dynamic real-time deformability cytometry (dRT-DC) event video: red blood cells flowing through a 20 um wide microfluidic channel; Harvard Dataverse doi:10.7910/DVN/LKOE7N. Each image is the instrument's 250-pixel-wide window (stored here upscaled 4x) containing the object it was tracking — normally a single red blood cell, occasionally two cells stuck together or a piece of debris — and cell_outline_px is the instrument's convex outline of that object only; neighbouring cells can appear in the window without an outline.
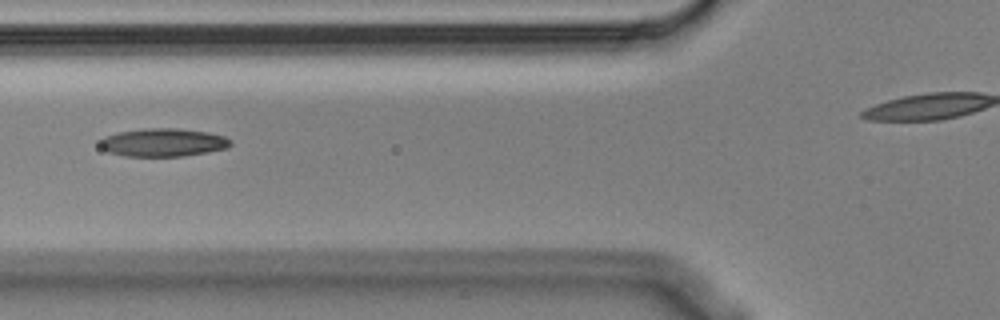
{"species": "Egyptian fruit bat (a non-hibernating species)", "species_latin": "Rousettus aegyptiacus", "temperature_condition": "cold", "stored_images_in_passage": 8, "camera_frame_rate_fps": 3000, "um_per_image_px": 0.085, "animal": {"sex": "male"}, "frame": {"image": 1, "passage_image": 3, "time_ms": 0.667, "image_size_px": [1000, 320], "cell_outline_px": [[232, 144], [228, 148], [208, 152], [184, 156], [124, 156], [108, 152], [100, 148], [100, 140], [104, 136], [120, 132], [144, 128], [176, 128], [208, 132], [224, 136], [232, 140]], "centroid_in_image_um": [13.88, 12.11], "position_along_channel_um": 111.9, "area_um2": 21.56}}
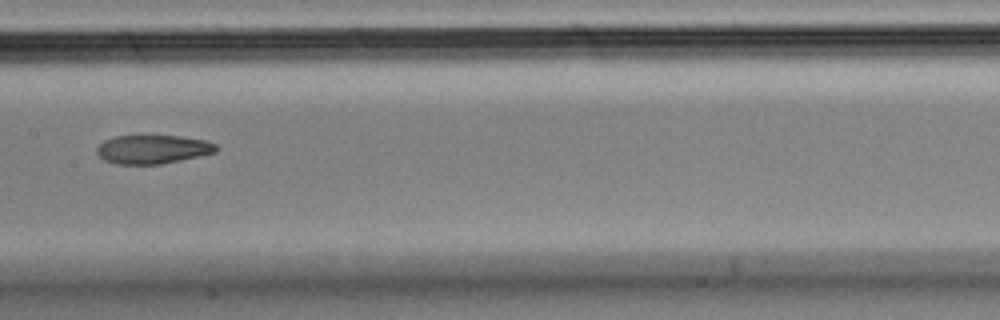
{"frame": {"image": 2, "passage_image": 5, "time_ms": 1.333, "image_size_px": [1000, 320], "cell_outline_px": [[220, 148], [216, 152], [200, 156], [160, 164], [116, 164], [104, 160], [96, 152], [96, 148], [104, 140], [116, 136], [180, 136], [204, 140], [216, 144]], "centroid_in_image_um": [12.99, 12.69], "position_along_channel_um": 194.4, "area_um2": 19.94}}
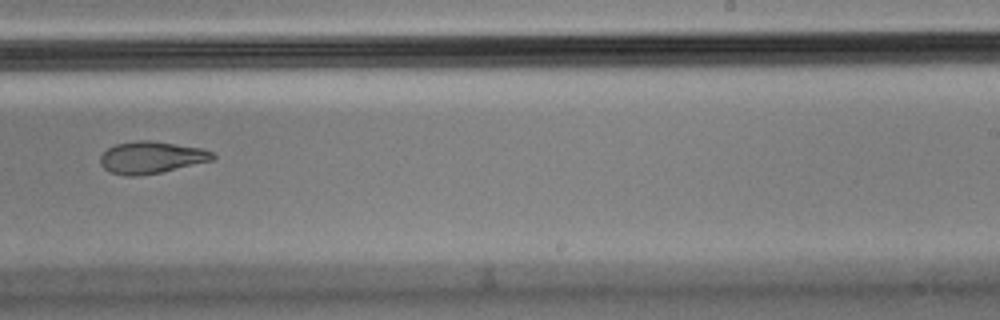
{"frame": {"image": 3, "passage_image": 7, "time_ms": 2.0, "image_size_px": [1000, 320], "cell_outline_px": [[216, 156], [212, 160], [160, 172], [136, 176], [124, 176], [112, 172], [104, 168], [100, 164], [100, 156], [108, 148], [116, 144], [136, 140], [148, 140], [204, 148], [212, 152]], "centroid_in_image_um": [12.85, 13.37], "position_along_channel_um": 276.2, "area_um2": 20.81}}